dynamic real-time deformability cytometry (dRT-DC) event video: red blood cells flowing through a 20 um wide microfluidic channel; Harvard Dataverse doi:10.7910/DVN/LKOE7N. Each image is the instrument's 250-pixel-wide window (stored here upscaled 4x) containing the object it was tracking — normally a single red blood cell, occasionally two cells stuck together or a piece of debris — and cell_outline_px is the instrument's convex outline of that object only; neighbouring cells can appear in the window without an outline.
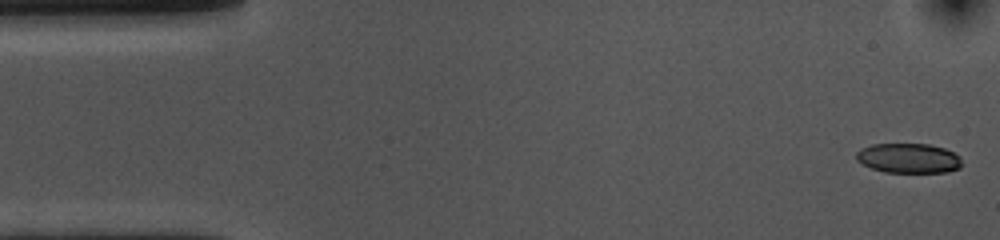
{"species": "common noctule bat (a hibernating species)", "species_latin": "Nyctalus noctula", "temperature_condition": "cold", "stored_images_in_passage": 54, "camera_frame_rate_fps": 3000, "um_per_image_px": 0.085, "animal": {"sex": "female", "body_mass_g": 10.0, "forearm_length_mm": 53.1}, "frame": {"image": 1, "passage_image": 1, "time_ms": 0.0, "image_size_px": [1000, 240], "cell_outline_px": [[960, 168], [948, 172], [884, 172], [872, 168], [856, 160], [856, 152], [860, 148], [872, 144], [928, 144], [944, 148], [960, 156]], "centroid_in_image_um": [77.21, 13.44], "position_along_channel_um": 7.8, "area_um2": 18.26}}
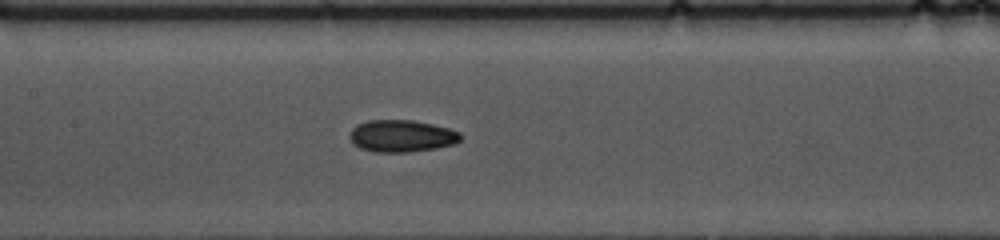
{"frame": {"image": 2, "passage_image": 24, "time_ms": 7.667, "image_size_px": [1000, 240], "cell_outline_px": [[464, 136], [460, 140], [452, 144], [436, 148], [408, 152], [376, 152], [360, 148], [352, 144], [348, 136], [352, 128], [356, 124], [368, 120], [412, 120], [432, 124], [448, 128], [460, 132]], "centroid_in_image_um": [34.11, 11.55], "position_along_channel_um": 173.3, "area_um2": 20.87}}
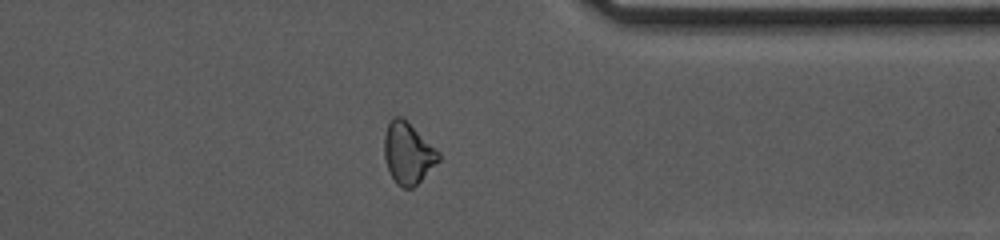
{"frame": {"image": 3, "passage_image": 42, "time_ms": 13.667, "image_size_px": [1000, 240], "cell_outline_px": [[440, 160], [412, 188], [400, 188], [396, 184], [388, 168], [384, 156], [384, 136], [388, 124], [392, 116], [400, 116], [440, 152]], "centroid_in_image_um": [34.66, 13.03], "position_along_channel_um": 376.7, "area_um2": 19.07}, "authors_computed_cell_mechanics": {"area_um2": 20.2878, "velocity_mm_per_s": 3.5733, "shape_relaxation_time_tau1_ms": 5.5677, "shape_relaxation_time_tau2_ms": 4.5451, "deformation_change_tau1": 0.1168, "deformation_change_tau2": 0.093}}